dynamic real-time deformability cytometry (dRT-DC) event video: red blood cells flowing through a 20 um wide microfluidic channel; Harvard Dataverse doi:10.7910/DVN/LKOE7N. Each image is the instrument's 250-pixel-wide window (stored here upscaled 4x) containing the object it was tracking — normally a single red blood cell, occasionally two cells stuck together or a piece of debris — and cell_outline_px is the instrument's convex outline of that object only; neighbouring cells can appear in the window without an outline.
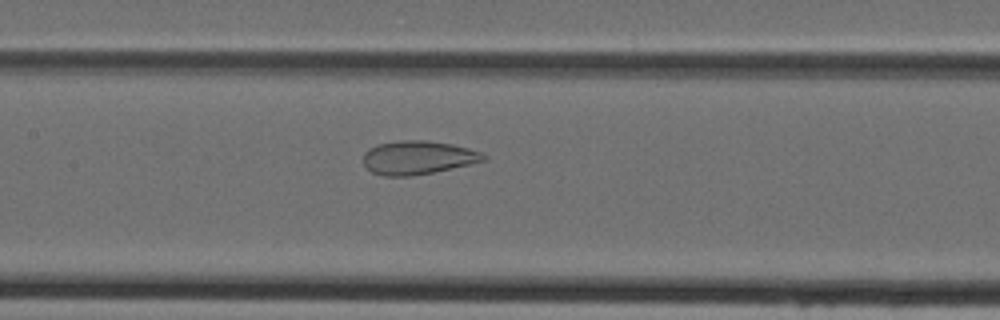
{"species": "Egyptian fruit bat (a non-hibernating species)", "species_latin": "Rousettus aegyptiacus", "temperature_condition": "cold", "stored_images_in_passage": 47, "camera_frame_rate_fps": 3000, "um_per_image_px": 0.085, "animal": {"sex": "female"}, "frame": {"image": 1, "passage_image": 23, "time_ms": 7.333, "image_size_px": [1000, 320], "cell_outline_px": [[484, 160], [468, 164], [432, 172], [412, 176], [384, 176], [372, 172], [364, 164], [364, 152], [368, 148], [376, 144], [400, 140], [428, 140], [452, 144], [468, 148], [480, 152], [484, 156]], "centroid_in_image_um": [35.45, 13.38], "position_along_channel_um": 172.0, "area_um2": 23.29}}
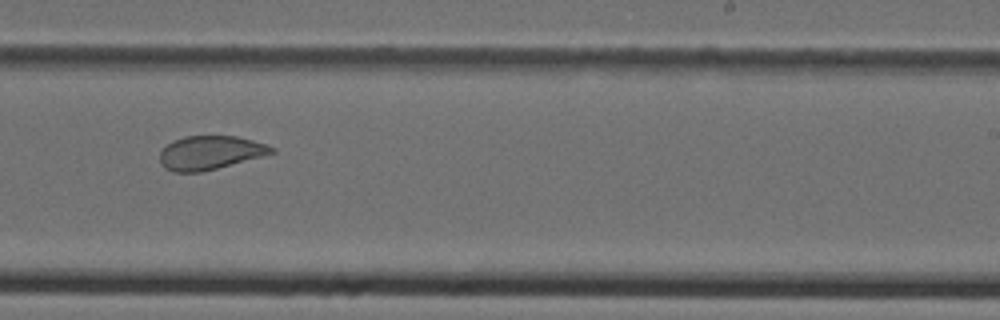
{"frame": {"image": 2, "passage_image": 30, "time_ms": 9.667, "image_size_px": [1000, 320], "cell_outline_px": [[276, 152], [216, 168], [200, 172], [172, 172], [164, 168], [160, 160], [160, 152], [172, 140], [184, 136], [236, 136], [252, 140], [276, 148]], "centroid_in_image_um": [17.83, 12.97], "position_along_channel_um": 271.2, "area_um2": 21.73}}
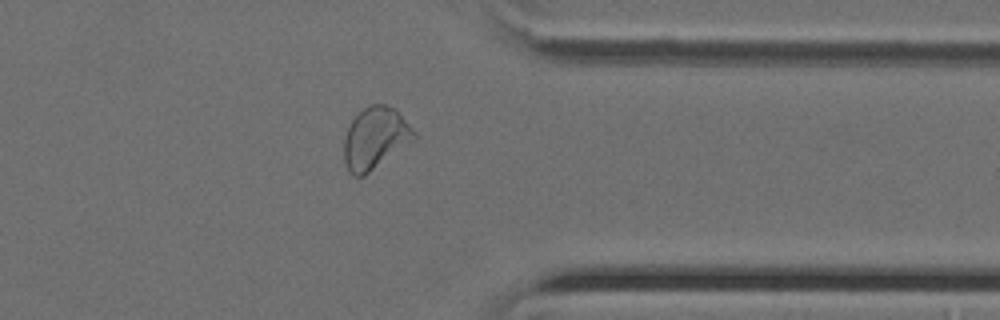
{"frame": {"image": 3, "passage_image": 38, "time_ms": 12.333, "image_size_px": [1000, 320], "cell_outline_px": [[416, 140], [364, 176], [352, 176], [348, 172], [344, 164], [344, 140], [348, 128], [352, 120], [364, 108], [372, 104], [384, 104], [396, 108], [416, 132]], "centroid_in_image_um": [31.91, 11.76], "position_along_channel_um": 379.5, "area_um2": 25.49}}